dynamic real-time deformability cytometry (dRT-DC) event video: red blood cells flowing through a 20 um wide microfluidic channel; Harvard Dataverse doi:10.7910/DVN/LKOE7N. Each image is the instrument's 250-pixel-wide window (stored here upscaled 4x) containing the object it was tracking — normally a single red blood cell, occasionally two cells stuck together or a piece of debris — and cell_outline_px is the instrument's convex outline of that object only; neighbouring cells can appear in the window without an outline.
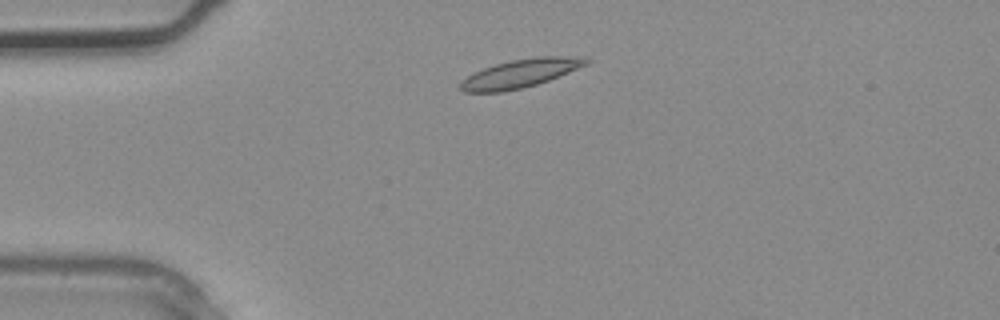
{"species": "common noctule bat (a hibernating species)", "species_latin": "Nyctalus noctula", "temperature_condition": "warm", "stored_images_in_passage": 2, "camera_frame_rate_fps": 3000, "um_per_image_px": 0.085, "animal": {"sex": "male", "body_mass_g": 20.4}, "frame": {"image": 1, "passage_image": 1, "time_ms": 0.0, "image_size_px": [1000, 320], "cell_outline_px": [[592, 60], [588, 64], [548, 80], [536, 84], [520, 88], [500, 92], [464, 92], [460, 88], [460, 80], [484, 68], [496, 64], [512, 60], [536, 56], [584, 56]], "centroid_in_image_um": [44.27, 6.22], "position_along_channel_um": 40.7, "area_um2": 20.63}}